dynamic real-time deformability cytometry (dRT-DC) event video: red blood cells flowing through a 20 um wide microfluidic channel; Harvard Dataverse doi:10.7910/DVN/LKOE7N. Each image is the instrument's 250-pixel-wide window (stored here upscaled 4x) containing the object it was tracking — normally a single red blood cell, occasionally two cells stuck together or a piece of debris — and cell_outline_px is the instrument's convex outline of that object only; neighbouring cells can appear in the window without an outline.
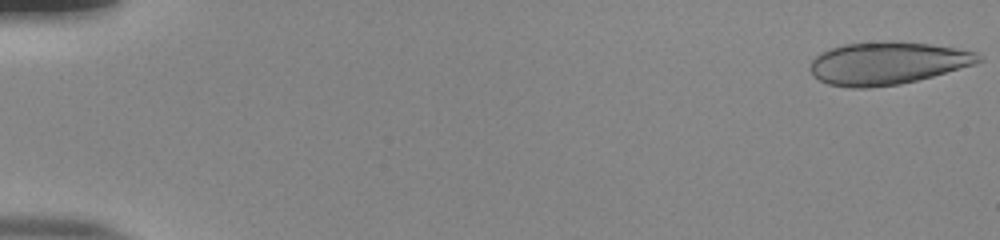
{"species": "human", "species_latin": "Homo sapiens", "temperature_condition": "room temperature", "stored_images_in_passage": 55, "segment_of_instrument_passage": [1, 2], "camera_frame_rate_fps": 3000, "um_per_image_px": 0.085, "donor": {"sex": "male"}, "frame": {"image": 1, "passage_image": 1, "time_ms": 0.0, "image_size_px": [1000, 240], "cell_outline_px": [[984, 60], [976, 64], [932, 76], [900, 84], [868, 88], [852, 88], [828, 84], [812, 76], [808, 68], [812, 60], [820, 52], [828, 48], [844, 44], [888, 40], [932, 44], [956, 48], [976, 52], [984, 56]], "centroid_in_image_um": [75.41, 5.36], "position_along_channel_um": 9.6, "area_um2": 42.31}}
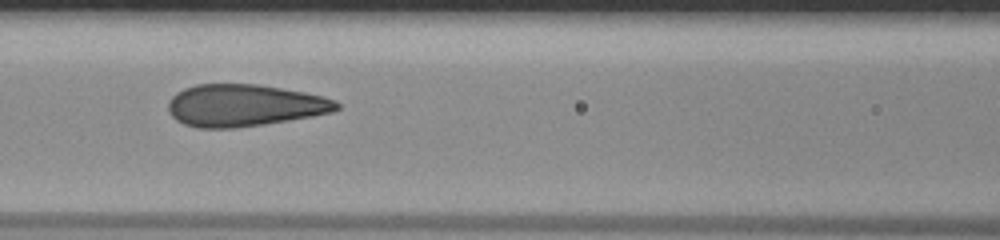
{"frame": {"image": 2, "passage_image": 25, "time_ms": 8.0, "image_size_px": [1000, 240], "cell_outline_px": [[340, 108], [332, 112], [312, 116], [264, 124], [236, 128], [196, 128], [184, 124], [176, 120], [168, 112], [168, 100], [176, 92], [184, 88], [196, 84], [256, 84], [304, 92], [324, 96], [336, 100], [340, 104]], "centroid_in_image_um": [20.75, 8.96], "position_along_channel_um": 145.9, "area_um2": 41.44}}
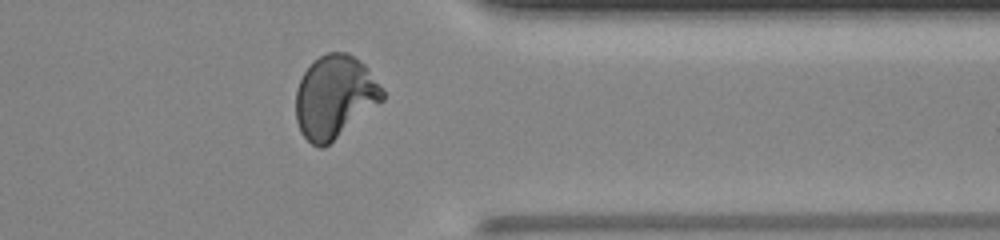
{"frame": {"image": 3, "passage_image": 44, "time_ms": 14.333, "image_size_px": [1000, 240], "cell_outline_px": [[384, 100], [324, 148], [320, 148], [312, 144], [300, 132], [296, 120], [296, 88], [304, 72], [320, 56], [328, 52], [348, 52], [360, 60], [368, 68], [384, 88]], "centroid_in_image_um": [28.46, 8.23], "position_along_channel_um": 382.9, "area_um2": 41.85}}